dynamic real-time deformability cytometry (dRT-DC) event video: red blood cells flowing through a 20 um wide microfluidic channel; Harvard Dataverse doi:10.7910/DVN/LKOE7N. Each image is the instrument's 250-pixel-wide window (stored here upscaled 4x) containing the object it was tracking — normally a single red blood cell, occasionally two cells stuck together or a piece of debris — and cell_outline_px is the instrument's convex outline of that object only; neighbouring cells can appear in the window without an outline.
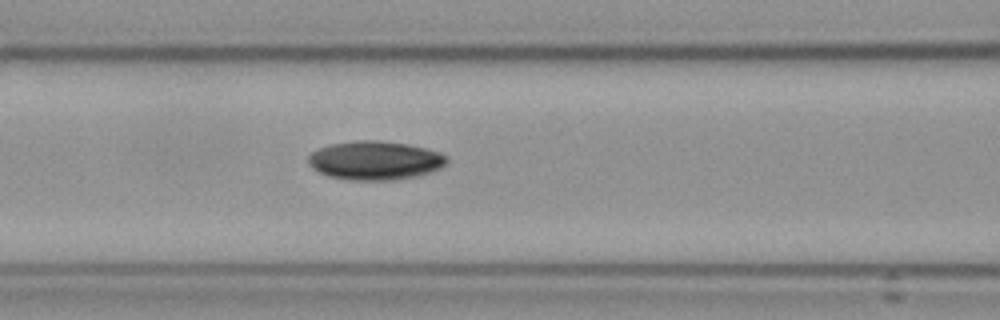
{"species": "Egyptian fruit bat (a non-hibernating species)", "species_latin": "Rousettus aegyptiacus", "temperature_condition": "cold", "stored_images_in_passage": 3, "camera_frame_rate_fps": 3000, "um_per_image_px": 0.085, "frame": {"image": 1, "passage_image": 3, "time_ms": 3.333, "image_size_px": [1000, 320], "cell_outline_px": [[448, 160], [440, 168], [416, 176], [396, 180], [352, 180], [328, 176], [312, 168], [308, 164], [308, 156], [312, 152], [320, 148], [332, 144], [356, 140], [380, 140], [408, 144], [440, 152], [448, 156]], "centroid_in_image_um": [31.88, 13.63], "position_along_channel_um": 134.7, "area_um2": 31.27}}